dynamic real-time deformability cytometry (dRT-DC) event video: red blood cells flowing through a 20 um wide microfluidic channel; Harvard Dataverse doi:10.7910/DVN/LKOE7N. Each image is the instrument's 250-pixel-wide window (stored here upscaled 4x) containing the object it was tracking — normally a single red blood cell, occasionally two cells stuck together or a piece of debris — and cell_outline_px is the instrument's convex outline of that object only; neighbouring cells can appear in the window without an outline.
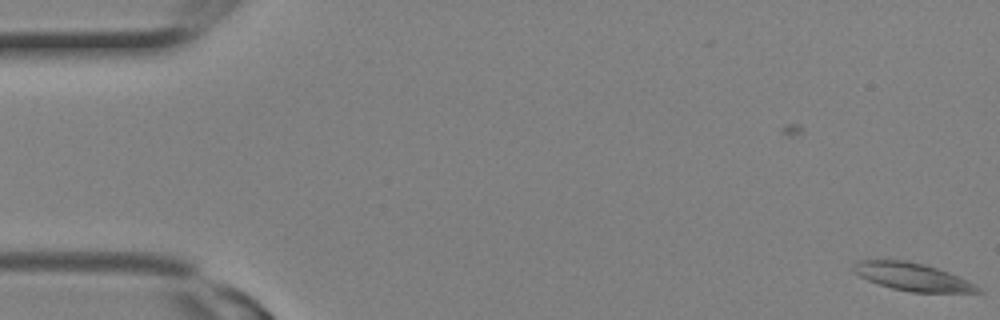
{"species": "Egyptian fruit bat (a non-hibernating species)", "species_latin": "Rousettus aegyptiacus", "temperature_condition": "room temperature", "stored_images_in_passage": 2, "camera_frame_rate_fps": 3000, "um_per_image_px": 0.085, "animal": {"sex": "female"}, "frame": {"image": 1, "passage_image": 2, "time_ms": 0.333, "image_size_px": [1000, 320], "cell_outline_px": [[984, 292], [912, 292], [892, 288], [868, 280], [852, 272], [852, 264], [860, 260], [908, 260], [924, 264], [948, 272], [968, 280], [976, 284]], "centroid_in_image_um": [77.54, 23.52], "position_along_channel_um": 7.5, "area_um2": 20.06}}